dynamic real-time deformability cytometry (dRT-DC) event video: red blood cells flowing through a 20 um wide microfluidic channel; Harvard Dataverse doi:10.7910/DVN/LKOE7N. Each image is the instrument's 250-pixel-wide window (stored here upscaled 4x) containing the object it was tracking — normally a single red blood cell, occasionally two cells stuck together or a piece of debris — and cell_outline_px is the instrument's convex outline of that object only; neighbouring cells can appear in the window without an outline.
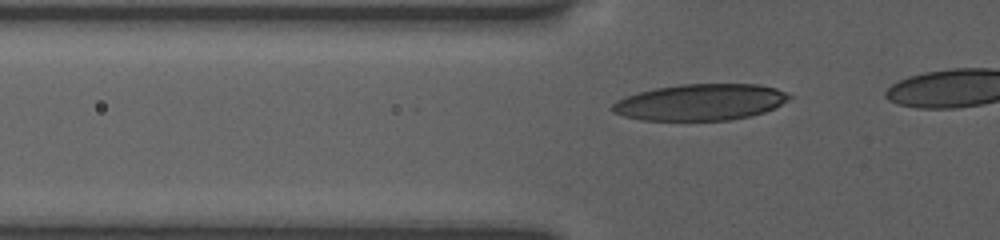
{"species": "human", "species_latin": "Homo sapiens", "temperature_condition": "room temperature", "stored_images_in_passage": 26, "camera_frame_rate_fps": 3000, "um_per_image_px": 0.085, "donor": {"sex": "female"}, "frame": {"image": 1, "passage_image": 16, "time_ms": 5.0, "image_size_px": [1000, 240], "cell_outline_px": [[792, 96], [780, 104], [764, 112], [752, 116], [728, 120], [640, 120], [624, 116], [612, 112], [612, 104], [616, 100], [624, 96], [656, 88], [680, 84], [760, 84], [776, 88]], "centroid_in_image_um": [59.5, 8.68], "position_along_channel_um": 66.3, "area_um2": 37.4}}
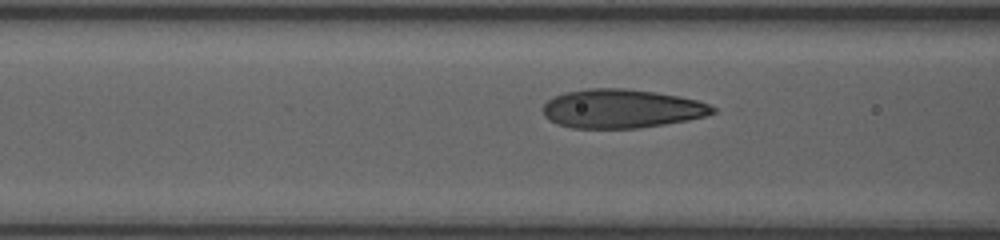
{"frame": {"image": 2, "passage_image": 20, "time_ms": 6.333, "image_size_px": [1000, 240], "cell_outline_px": [[716, 112], [704, 116], [664, 124], [636, 128], [572, 128], [556, 124], [548, 120], [544, 116], [544, 104], [548, 100], [564, 92], [588, 88], [624, 88], [680, 96], [696, 100], [708, 104], [716, 108]], "centroid_in_image_um": [52.79, 9.23], "position_along_channel_um": 113.8, "area_um2": 38.21}}
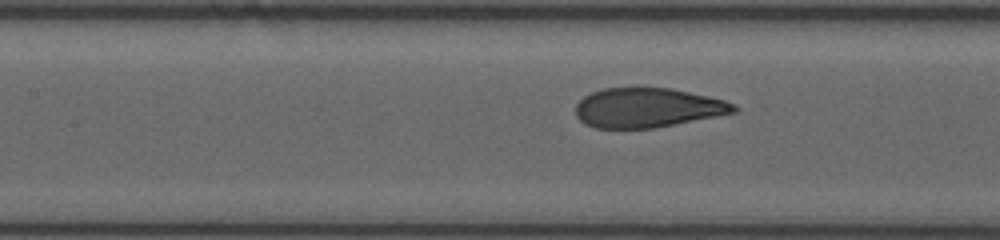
{"frame": {"image": 3, "passage_image": 23, "time_ms": 7.333, "image_size_px": [1000, 240], "cell_outline_px": [[740, 108], [736, 112], [656, 128], [596, 128], [584, 124], [576, 116], [576, 104], [584, 96], [592, 92], [604, 88], [636, 84], [672, 88], [708, 96], [724, 100], [736, 104]], "centroid_in_image_um": [55.03, 9.11], "position_along_channel_um": 152.4, "area_um2": 37.45}}